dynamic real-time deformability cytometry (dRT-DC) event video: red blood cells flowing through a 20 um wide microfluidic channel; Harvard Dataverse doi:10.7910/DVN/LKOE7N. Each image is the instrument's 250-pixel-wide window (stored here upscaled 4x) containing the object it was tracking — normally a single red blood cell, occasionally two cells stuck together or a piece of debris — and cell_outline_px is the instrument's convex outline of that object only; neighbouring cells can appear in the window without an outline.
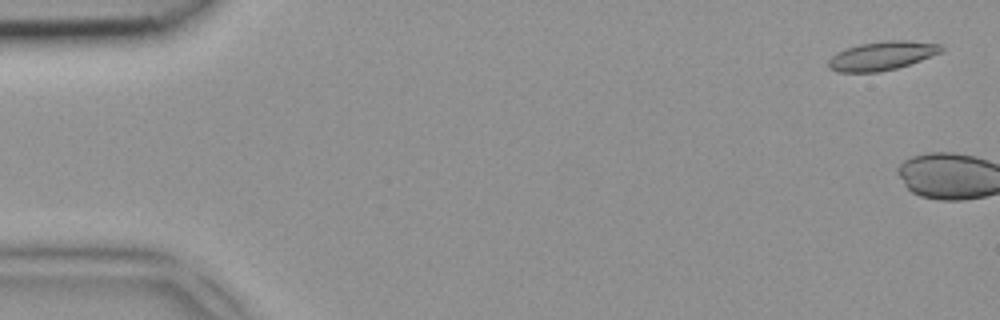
{"species": "common noctule bat (a hibernating species)", "species_latin": "Nyctalus noctula", "temperature_condition": "room temperature", "stored_images_in_passage": 6, "camera_frame_rate_fps": 3000, "um_per_image_px": 0.085, "animal": {"sex": "female", "body_mass_g": 18.4}, "frame": {"image": 1, "passage_image": 1, "time_ms": 0.0, "image_size_px": [1000, 320], "cell_outline_px": [[944, 48], [940, 52], [920, 60], [896, 68], [880, 72], [836, 72], [828, 68], [828, 60], [836, 52], [860, 44], [888, 40], [908, 40], [940, 44]], "centroid_in_image_um": [74.93, 4.74], "position_along_channel_um": 10.1, "area_um2": 18.79}}